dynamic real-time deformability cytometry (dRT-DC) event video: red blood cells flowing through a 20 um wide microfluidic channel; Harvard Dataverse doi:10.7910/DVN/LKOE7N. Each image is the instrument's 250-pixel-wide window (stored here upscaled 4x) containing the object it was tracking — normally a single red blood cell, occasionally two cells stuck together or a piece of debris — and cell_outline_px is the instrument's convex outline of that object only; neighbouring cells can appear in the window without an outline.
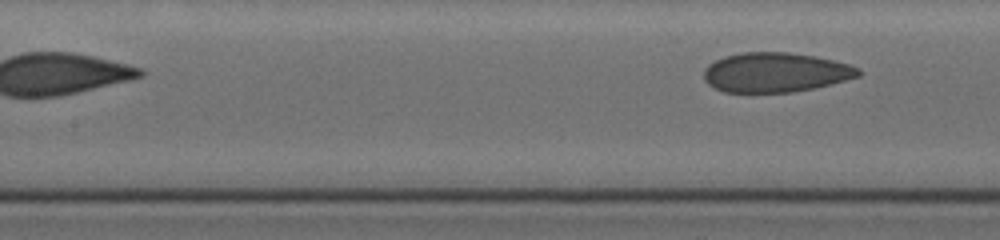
{"species": "human", "species_latin": "Homo sapiens", "temperature_condition": "cold", "stored_images_in_passage": 7, "segment_of_instrument_passage": [2, 2], "camera_frame_rate_fps": 3000, "um_per_image_px": 0.085, "donor": {"sex": "female"}, "frame": {"image": 1, "passage_image": 7, "time_ms": 2.667, "image_size_px": [1000, 240], "cell_outline_px": [[860, 76], [812, 88], [792, 92], [724, 92], [708, 84], [704, 80], [704, 68], [708, 64], [724, 56], [740, 52], [792, 52], [816, 56], [848, 64], [860, 68]], "centroid_in_image_um": [65.88, 6.14], "position_along_channel_um": 141.5, "area_um2": 35.6}}